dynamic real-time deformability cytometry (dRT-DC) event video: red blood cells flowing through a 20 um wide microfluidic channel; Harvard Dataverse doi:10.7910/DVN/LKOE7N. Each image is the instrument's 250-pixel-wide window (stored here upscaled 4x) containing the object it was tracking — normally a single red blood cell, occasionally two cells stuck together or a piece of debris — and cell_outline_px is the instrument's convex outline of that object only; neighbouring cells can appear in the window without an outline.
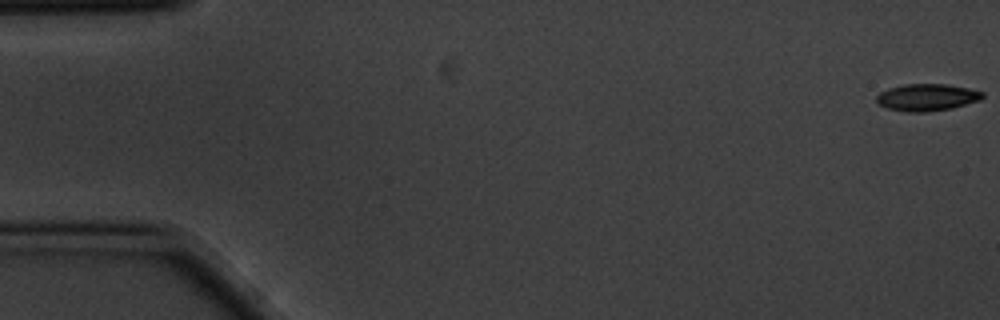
{"species": "common noctule bat (a hibernating species)", "species_latin": "Nyctalus noctula", "temperature_condition": "cold", "stored_images_in_passage": 5, "camera_frame_rate_fps": 3000, "um_per_image_px": 0.085, "animal": {"sex": "male", "body_mass_g": 20.1, "forearm_length_mm": 53.5}, "frame": {"image": 1, "passage_image": 1, "time_ms": 0.0, "image_size_px": [1000, 320], "cell_outline_px": [[984, 96], [980, 100], [952, 108], [928, 112], [908, 112], [888, 108], [880, 104], [876, 100], [876, 96], [880, 92], [888, 88], [904, 84], [944, 84], [968, 88], [984, 92]], "centroid_in_image_um": [78.8, 8.27], "position_along_channel_um": 6.2, "area_um2": 16.65}}